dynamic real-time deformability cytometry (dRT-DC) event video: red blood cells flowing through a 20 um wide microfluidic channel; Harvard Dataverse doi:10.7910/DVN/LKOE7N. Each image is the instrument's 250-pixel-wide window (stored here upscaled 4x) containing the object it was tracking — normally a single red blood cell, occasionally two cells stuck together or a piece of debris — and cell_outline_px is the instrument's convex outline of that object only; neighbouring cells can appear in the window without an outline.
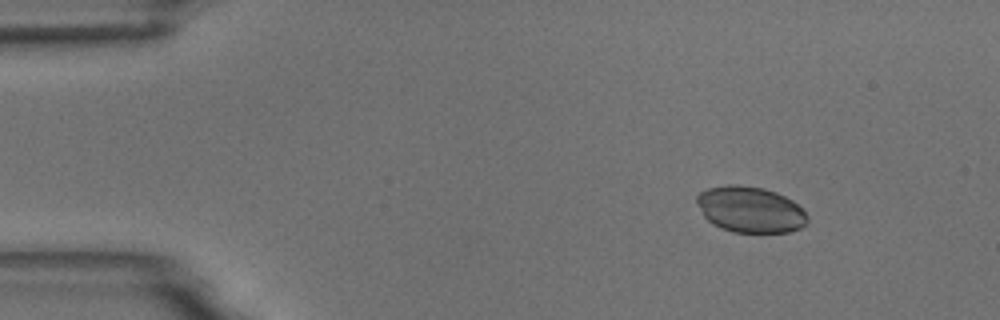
{"species": "common noctule bat (a hibernating species)", "species_latin": "Nyctalus noctula", "temperature_condition": "room temperature", "stored_images_in_passage": 5, "camera_frame_rate_fps": 3000, "um_per_image_px": 0.085, "animal": {"sex": "male", "body_mass_g": 18.8}, "frame": {"image": 1, "passage_image": 1, "time_ms": 0.0, "image_size_px": [1000, 320], "cell_outline_px": [[808, 220], [800, 228], [788, 232], [732, 232], [720, 228], [712, 224], [704, 216], [696, 204], [696, 196], [700, 192], [708, 188], [728, 184], [736, 184], [764, 188], [776, 192], [792, 200], [804, 208], [808, 216]], "centroid_in_image_um": [63.77, 17.8], "position_along_channel_um": 21.2, "area_um2": 29.94}}
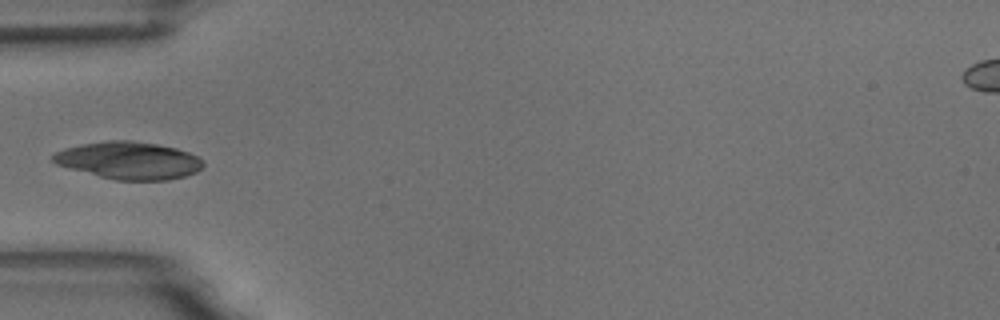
{"frame": {"image": 2, "passage_image": 4, "time_ms": 3.667, "image_size_px": [1000, 320], "cell_outline_px": [[204, 164], [196, 172], [184, 176], [168, 180], [116, 180], [68, 168], [56, 164], [52, 160], [52, 156], [56, 152], [64, 148], [80, 144], [108, 140], [132, 140], [156, 144], [176, 148], [188, 152], [204, 160]], "centroid_in_image_um": [10.95, 13.63], "position_along_channel_um": 74.1, "area_um2": 32.66}}